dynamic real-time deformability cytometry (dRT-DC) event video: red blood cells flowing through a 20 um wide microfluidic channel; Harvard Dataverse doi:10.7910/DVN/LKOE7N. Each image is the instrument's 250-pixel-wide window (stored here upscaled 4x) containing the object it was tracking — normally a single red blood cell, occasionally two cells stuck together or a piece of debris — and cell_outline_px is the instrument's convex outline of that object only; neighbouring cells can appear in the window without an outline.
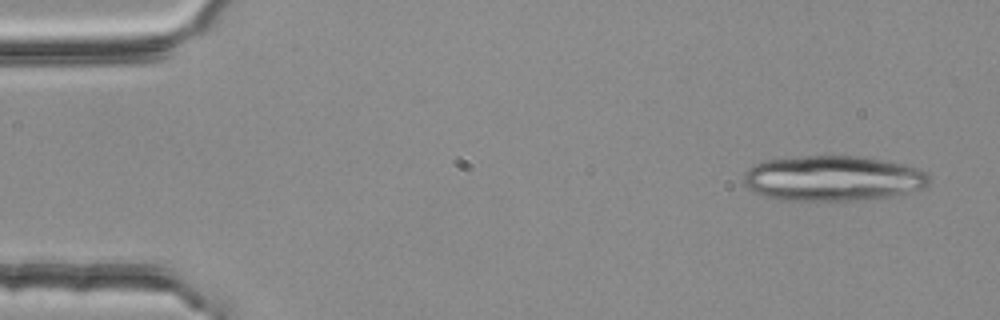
{"species": "common noctule bat (a hibernating species)", "species_latin": "Nyctalus noctula", "temperature_condition": "room temperature", "stored_images_in_passage": 4, "camera_frame_rate_fps": 3000, "um_per_image_px": 0.085, "animal": {"sex": "female", "body_mass_g": 25.1}, "frame": {"image": 1, "passage_image": 1, "time_ms": 0.0, "image_size_px": [1000, 320], "cell_outline_px": [[928, 184], [924, 188], [908, 192], [888, 196], [852, 200], [780, 200], [764, 196], [752, 192], [744, 184], [744, 172], [752, 164], [764, 160], [808, 156], [860, 156], [900, 164], [916, 168], [928, 172]], "centroid_in_image_um": [70.72, 15.16], "position_along_channel_um": 14.3, "area_um2": 48.73}}